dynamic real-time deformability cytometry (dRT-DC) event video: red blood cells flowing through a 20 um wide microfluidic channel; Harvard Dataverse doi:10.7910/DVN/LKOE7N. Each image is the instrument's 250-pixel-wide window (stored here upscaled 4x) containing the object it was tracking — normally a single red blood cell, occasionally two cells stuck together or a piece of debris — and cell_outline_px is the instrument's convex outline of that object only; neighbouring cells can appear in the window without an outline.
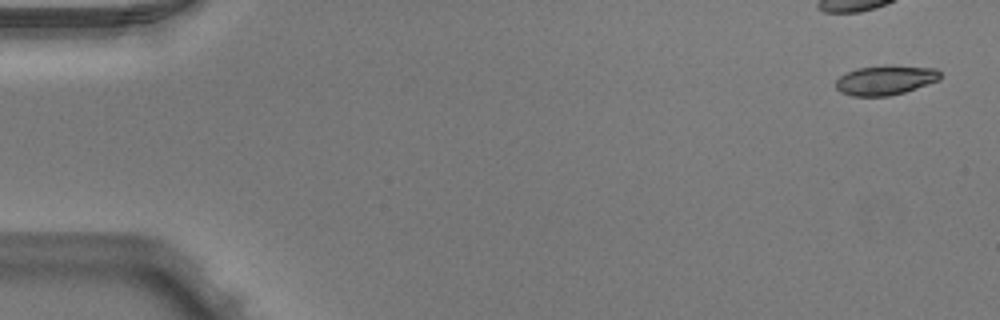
{"species": "Egyptian fruit bat (a non-hibernating species)", "species_latin": "Rousettus aegyptiacus", "temperature_condition": "warm", "stored_images_in_passage": 6, "camera_frame_rate_fps": 3000, "um_per_image_px": 0.085, "animal": {"sex": "male"}, "frame": {"image": 1, "passage_image": 1, "time_ms": 0.0, "image_size_px": [1000, 320], "cell_outline_px": [[940, 80], [904, 92], [888, 96], [852, 96], [840, 92], [836, 88], [836, 80], [840, 76], [848, 72], [860, 68], [936, 68], [940, 72]], "centroid_in_image_um": [75.23, 6.87], "position_along_channel_um": 9.8, "area_um2": 16.99}}